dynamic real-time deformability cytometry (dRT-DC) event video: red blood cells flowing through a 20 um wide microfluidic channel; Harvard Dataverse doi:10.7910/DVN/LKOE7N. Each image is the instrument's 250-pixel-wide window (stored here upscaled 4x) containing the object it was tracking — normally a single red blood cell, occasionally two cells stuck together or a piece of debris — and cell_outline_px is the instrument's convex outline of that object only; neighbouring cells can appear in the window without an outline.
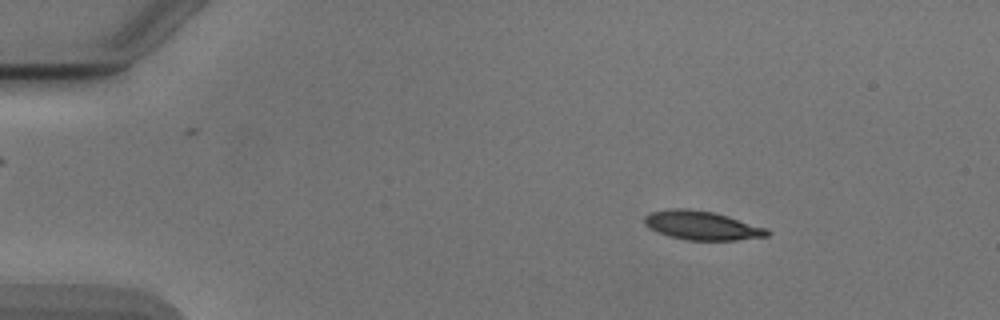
{"species": "Egyptian fruit bat (a non-hibernating species)", "species_latin": "Rousettus aegyptiacus", "temperature_condition": "cold", "stored_images_in_passage": 51, "camera_frame_rate_fps": 3000, "um_per_image_px": 0.085, "animal": {"sex": "male"}, "frame": {"image": 1, "passage_image": 6, "time_ms": 1.667, "image_size_px": [1000, 320], "cell_outline_px": [[772, 232], [768, 236], [736, 240], [688, 240], [668, 236], [656, 232], [648, 228], [644, 224], [644, 216], [652, 212], [672, 208], [688, 208], [712, 212], [728, 216], [768, 228]], "centroid_in_image_um": [59.66, 19.17], "position_along_channel_um": 25.3, "area_um2": 20.81}}
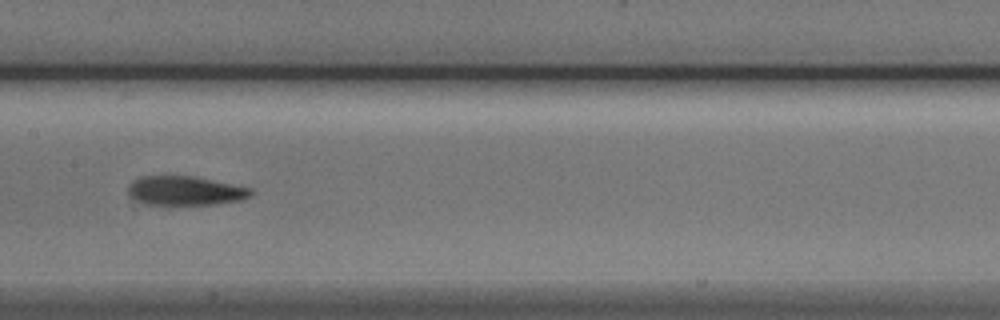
{"frame": {"image": 2, "passage_image": 25, "time_ms": 8.0, "image_size_px": [1000, 320], "cell_outline_px": [[252, 196], [240, 200], [216, 204], [144, 204], [128, 196], [128, 184], [132, 180], [140, 176], [196, 176], [252, 188]], "centroid_in_image_um": [15.72, 16.2], "position_along_channel_um": 191.7, "area_um2": 21.04}}
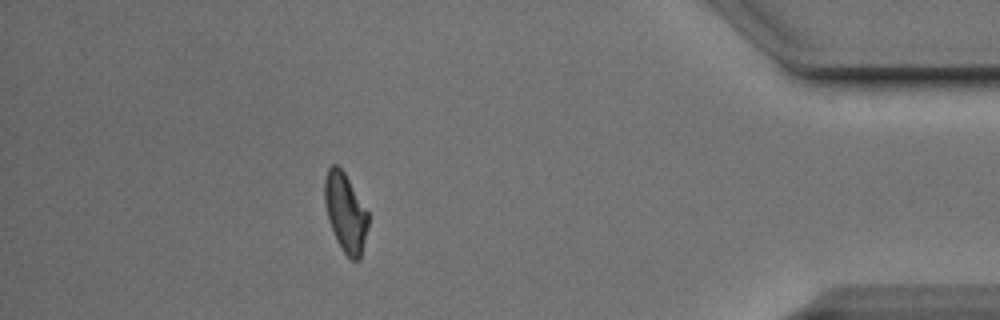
{"frame": {"image": 3, "passage_image": 45, "time_ms": 14.667, "image_size_px": [1000, 320], "cell_outline_px": [[368, 224], [360, 260], [352, 260], [344, 252], [336, 240], [328, 216], [324, 200], [324, 176], [328, 168], [332, 164], [336, 164], [344, 172], [368, 212]], "centroid_in_image_um": [29.35, 18.04], "position_along_channel_um": 405.8, "area_um2": 19.71}, "authors_computed_cell_mechanics": {"area_um2": 20.9236, "velocity_mm_per_s": 3.8834, "shape_relaxation_time_tau1_ms": 4.1984, "shape_relaxation_time_tau2_ms": 8.1694, "deformation_change_tau1": 0.1391, "deformation_change_tau2": 0.1661}}